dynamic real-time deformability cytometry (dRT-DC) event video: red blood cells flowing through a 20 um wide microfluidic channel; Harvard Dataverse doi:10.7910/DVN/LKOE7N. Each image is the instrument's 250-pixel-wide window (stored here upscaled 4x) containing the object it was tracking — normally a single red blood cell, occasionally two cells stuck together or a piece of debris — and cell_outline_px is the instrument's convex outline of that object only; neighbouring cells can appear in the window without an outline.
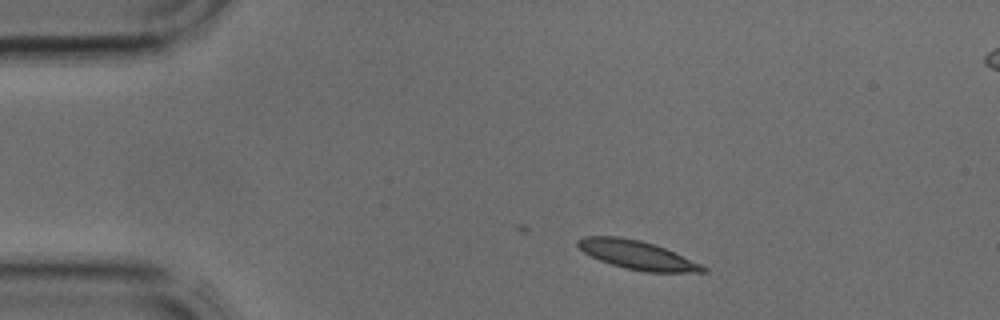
{"species": "common noctule bat (a hibernating species)", "species_latin": "Nyctalus noctula", "temperature_condition": "cold", "stored_images_in_passage": 3, "camera_frame_rate_fps": 3000, "um_per_image_px": 0.085, "animal": {"sex": "male", "body_mass_g": 17.9, "forearm_length_mm": 54.2}, "frame": {"image": 1, "passage_image": 1, "time_ms": 0.0, "image_size_px": [1000, 320], "cell_outline_px": [[708, 272], [644, 272], [612, 264], [600, 260], [584, 252], [576, 244], [576, 240], [584, 236], [616, 236], [640, 240], [664, 248], [700, 264], [708, 268]], "centroid_in_image_um": [54.14, 21.67], "position_along_channel_um": 30.9, "area_um2": 20.52}}